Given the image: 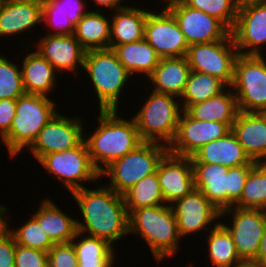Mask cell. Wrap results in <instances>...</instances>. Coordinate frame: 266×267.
I'll list each match as a JSON object with an SVG mask.
<instances>
[{
  "label": "cell",
  "mask_w": 266,
  "mask_h": 267,
  "mask_svg": "<svg viewBox=\"0 0 266 267\" xmlns=\"http://www.w3.org/2000/svg\"><path fill=\"white\" fill-rule=\"evenodd\" d=\"M168 151V146L164 144L143 141L130 153L106 167L100 177L108 176L110 179L106 186L122 195L141 179L155 173L160 160Z\"/></svg>",
  "instance_id": "7"
},
{
  "label": "cell",
  "mask_w": 266,
  "mask_h": 267,
  "mask_svg": "<svg viewBox=\"0 0 266 267\" xmlns=\"http://www.w3.org/2000/svg\"><path fill=\"white\" fill-rule=\"evenodd\" d=\"M122 196L127 210L166 204L160 188L157 172L141 179L126 190Z\"/></svg>",
  "instance_id": "34"
},
{
  "label": "cell",
  "mask_w": 266,
  "mask_h": 267,
  "mask_svg": "<svg viewBox=\"0 0 266 267\" xmlns=\"http://www.w3.org/2000/svg\"><path fill=\"white\" fill-rule=\"evenodd\" d=\"M188 6L220 20L230 31L234 27L239 3L236 0H181Z\"/></svg>",
  "instance_id": "37"
},
{
  "label": "cell",
  "mask_w": 266,
  "mask_h": 267,
  "mask_svg": "<svg viewBox=\"0 0 266 267\" xmlns=\"http://www.w3.org/2000/svg\"><path fill=\"white\" fill-rule=\"evenodd\" d=\"M38 162L70 193L86 188L84 181L88 183L101 180L100 173L91 162L85 141L75 148L46 154Z\"/></svg>",
  "instance_id": "9"
},
{
  "label": "cell",
  "mask_w": 266,
  "mask_h": 267,
  "mask_svg": "<svg viewBox=\"0 0 266 267\" xmlns=\"http://www.w3.org/2000/svg\"><path fill=\"white\" fill-rule=\"evenodd\" d=\"M159 12L147 13L144 39L160 58L186 56L189 45L174 16L165 7Z\"/></svg>",
  "instance_id": "15"
},
{
  "label": "cell",
  "mask_w": 266,
  "mask_h": 267,
  "mask_svg": "<svg viewBox=\"0 0 266 267\" xmlns=\"http://www.w3.org/2000/svg\"><path fill=\"white\" fill-rule=\"evenodd\" d=\"M232 215L229 225L220 222L231 234L236 251L242 261L253 262L259 252L266 226V210L230 207L221 211L223 216Z\"/></svg>",
  "instance_id": "11"
},
{
  "label": "cell",
  "mask_w": 266,
  "mask_h": 267,
  "mask_svg": "<svg viewBox=\"0 0 266 267\" xmlns=\"http://www.w3.org/2000/svg\"><path fill=\"white\" fill-rule=\"evenodd\" d=\"M5 1L6 0H0V12H1L2 6H3V4H4Z\"/></svg>",
  "instance_id": "51"
},
{
  "label": "cell",
  "mask_w": 266,
  "mask_h": 267,
  "mask_svg": "<svg viewBox=\"0 0 266 267\" xmlns=\"http://www.w3.org/2000/svg\"><path fill=\"white\" fill-rule=\"evenodd\" d=\"M138 7L128 5L122 9L116 10L114 15H110L111 20V37L109 48L113 49L117 45L139 41L144 38V28L147 13Z\"/></svg>",
  "instance_id": "27"
},
{
  "label": "cell",
  "mask_w": 266,
  "mask_h": 267,
  "mask_svg": "<svg viewBox=\"0 0 266 267\" xmlns=\"http://www.w3.org/2000/svg\"><path fill=\"white\" fill-rule=\"evenodd\" d=\"M266 0H239V4H244V3H250V2H264Z\"/></svg>",
  "instance_id": "50"
},
{
  "label": "cell",
  "mask_w": 266,
  "mask_h": 267,
  "mask_svg": "<svg viewBox=\"0 0 266 267\" xmlns=\"http://www.w3.org/2000/svg\"><path fill=\"white\" fill-rule=\"evenodd\" d=\"M192 166L195 189L220 211L229 208V167L210 163H192Z\"/></svg>",
  "instance_id": "23"
},
{
  "label": "cell",
  "mask_w": 266,
  "mask_h": 267,
  "mask_svg": "<svg viewBox=\"0 0 266 267\" xmlns=\"http://www.w3.org/2000/svg\"><path fill=\"white\" fill-rule=\"evenodd\" d=\"M132 116L142 141L158 142L169 147L175 139L183 112L180 99L172 95L154 92Z\"/></svg>",
  "instance_id": "6"
},
{
  "label": "cell",
  "mask_w": 266,
  "mask_h": 267,
  "mask_svg": "<svg viewBox=\"0 0 266 267\" xmlns=\"http://www.w3.org/2000/svg\"><path fill=\"white\" fill-rule=\"evenodd\" d=\"M230 33L238 54L263 55L261 47L266 44V1L239 4Z\"/></svg>",
  "instance_id": "14"
},
{
  "label": "cell",
  "mask_w": 266,
  "mask_h": 267,
  "mask_svg": "<svg viewBox=\"0 0 266 267\" xmlns=\"http://www.w3.org/2000/svg\"><path fill=\"white\" fill-rule=\"evenodd\" d=\"M266 117V111L261 112Z\"/></svg>",
  "instance_id": "52"
},
{
  "label": "cell",
  "mask_w": 266,
  "mask_h": 267,
  "mask_svg": "<svg viewBox=\"0 0 266 267\" xmlns=\"http://www.w3.org/2000/svg\"><path fill=\"white\" fill-rule=\"evenodd\" d=\"M171 207L177 221L180 238L205 229L206 232L210 231L220 223L221 211L197 189L175 201Z\"/></svg>",
  "instance_id": "16"
},
{
  "label": "cell",
  "mask_w": 266,
  "mask_h": 267,
  "mask_svg": "<svg viewBox=\"0 0 266 267\" xmlns=\"http://www.w3.org/2000/svg\"><path fill=\"white\" fill-rule=\"evenodd\" d=\"M42 22V0H6L0 12V36L21 35Z\"/></svg>",
  "instance_id": "21"
},
{
  "label": "cell",
  "mask_w": 266,
  "mask_h": 267,
  "mask_svg": "<svg viewBox=\"0 0 266 267\" xmlns=\"http://www.w3.org/2000/svg\"><path fill=\"white\" fill-rule=\"evenodd\" d=\"M83 188L71 192L82 214L76 219L77 231L106 240L113 247L129 234L128 211L121 194L106 184L97 189Z\"/></svg>",
  "instance_id": "1"
},
{
  "label": "cell",
  "mask_w": 266,
  "mask_h": 267,
  "mask_svg": "<svg viewBox=\"0 0 266 267\" xmlns=\"http://www.w3.org/2000/svg\"><path fill=\"white\" fill-rule=\"evenodd\" d=\"M238 55L230 33L223 40L190 45L186 58L192 71L217 77L231 87L234 79V64Z\"/></svg>",
  "instance_id": "10"
},
{
  "label": "cell",
  "mask_w": 266,
  "mask_h": 267,
  "mask_svg": "<svg viewBox=\"0 0 266 267\" xmlns=\"http://www.w3.org/2000/svg\"><path fill=\"white\" fill-rule=\"evenodd\" d=\"M46 95L24 94L16 100L15 117L9 132L2 138L10 157L29 148L38 133L58 112L55 101Z\"/></svg>",
  "instance_id": "4"
},
{
  "label": "cell",
  "mask_w": 266,
  "mask_h": 267,
  "mask_svg": "<svg viewBox=\"0 0 266 267\" xmlns=\"http://www.w3.org/2000/svg\"><path fill=\"white\" fill-rule=\"evenodd\" d=\"M21 73L26 94L50 95L56 83V70L37 51L23 56Z\"/></svg>",
  "instance_id": "26"
},
{
  "label": "cell",
  "mask_w": 266,
  "mask_h": 267,
  "mask_svg": "<svg viewBox=\"0 0 266 267\" xmlns=\"http://www.w3.org/2000/svg\"><path fill=\"white\" fill-rule=\"evenodd\" d=\"M80 117H68L58 113L38 133L28 148L37 162L46 154L66 151L84 141V127Z\"/></svg>",
  "instance_id": "13"
},
{
  "label": "cell",
  "mask_w": 266,
  "mask_h": 267,
  "mask_svg": "<svg viewBox=\"0 0 266 267\" xmlns=\"http://www.w3.org/2000/svg\"><path fill=\"white\" fill-rule=\"evenodd\" d=\"M230 131L226 123L200 121L183 110L175 139L168 150L174 155L191 157L202 146L224 137Z\"/></svg>",
  "instance_id": "17"
},
{
  "label": "cell",
  "mask_w": 266,
  "mask_h": 267,
  "mask_svg": "<svg viewBox=\"0 0 266 267\" xmlns=\"http://www.w3.org/2000/svg\"><path fill=\"white\" fill-rule=\"evenodd\" d=\"M16 242L8 229L0 227V267H15Z\"/></svg>",
  "instance_id": "43"
},
{
  "label": "cell",
  "mask_w": 266,
  "mask_h": 267,
  "mask_svg": "<svg viewBox=\"0 0 266 267\" xmlns=\"http://www.w3.org/2000/svg\"><path fill=\"white\" fill-rule=\"evenodd\" d=\"M253 262L257 263L261 267H266V226L261 239L259 252Z\"/></svg>",
  "instance_id": "47"
},
{
  "label": "cell",
  "mask_w": 266,
  "mask_h": 267,
  "mask_svg": "<svg viewBox=\"0 0 266 267\" xmlns=\"http://www.w3.org/2000/svg\"><path fill=\"white\" fill-rule=\"evenodd\" d=\"M186 112L197 120L223 122L231 128L239 110L235 93L228 87L215 97L191 105Z\"/></svg>",
  "instance_id": "29"
},
{
  "label": "cell",
  "mask_w": 266,
  "mask_h": 267,
  "mask_svg": "<svg viewBox=\"0 0 266 267\" xmlns=\"http://www.w3.org/2000/svg\"><path fill=\"white\" fill-rule=\"evenodd\" d=\"M227 88L228 86L217 77L191 70L180 97L182 108L186 111L191 105L215 97Z\"/></svg>",
  "instance_id": "32"
},
{
  "label": "cell",
  "mask_w": 266,
  "mask_h": 267,
  "mask_svg": "<svg viewBox=\"0 0 266 267\" xmlns=\"http://www.w3.org/2000/svg\"><path fill=\"white\" fill-rule=\"evenodd\" d=\"M48 252L16 244L15 267H47Z\"/></svg>",
  "instance_id": "42"
},
{
  "label": "cell",
  "mask_w": 266,
  "mask_h": 267,
  "mask_svg": "<svg viewBox=\"0 0 266 267\" xmlns=\"http://www.w3.org/2000/svg\"><path fill=\"white\" fill-rule=\"evenodd\" d=\"M8 60L4 55H0V100H17L25 94L21 68Z\"/></svg>",
  "instance_id": "38"
},
{
  "label": "cell",
  "mask_w": 266,
  "mask_h": 267,
  "mask_svg": "<svg viewBox=\"0 0 266 267\" xmlns=\"http://www.w3.org/2000/svg\"><path fill=\"white\" fill-rule=\"evenodd\" d=\"M231 131L252 161L266 162V117L261 112L239 111Z\"/></svg>",
  "instance_id": "20"
},
{
  "label": "cell",
  "mask_w": 266,
  "mask_h": 267,
  "mask_svg": "<svg viewBox=\"0 0 266 267\" xmlns=\"http://www.w3.org/2000/svg\"><path fill=\"white\" fill-rule=\"evenodd\" d=\"M16 100H0V137L1 139L9 132L15 117Z\"/></svg>",
  "instance_id": "45"
},
{
  "label": "cell",
  "mask_w": 266,
  "mask_h": 267,
  "mask_svg": "<svg viewBox=\"0 0 266 267\" xmlns=\"http://www.w3.org/2000/svg\"><path fill=\"white\" fill-rule=\"evenodd\" d=\"M156 172L166 205L173 204L195 189L191 157L168 151L160 160Z\"/></svg>",
  "instance_id": "18"
},
{
  "label": "cell",
  "mask_w": 266,
  "mask_h": 267,
  "mask_svg": "<svg viewBox=\"0 0 266 267\" xmlns=\"http://www.w3.org/2000/svg\"><path fill=\"white\" fill-rule=\"evenodd\" d=\"M56 9L67 14L69 20L76 25L88 11L83 0H48Z\"/></svg>",
  "instance_id": "44"
},
{
  "label": "cell",
  "mask_w": 266,
  "mask_h": 267,
  "mask_svg": "<svg viewBox=\"0 0 266 267\" xmlns=\"http://www.w3.org/2000/svg\"><path fill=\"white\" fill-rule=\"evenodd\" d=\"M233 267H256L255 262H248V261H243Z\"/></svg>",
  "instance_id": "48"
},
{
  "label": "cell",
  "mask_w": 266,
  "mask_h": 267,
  "mask_svg": "<svg viewBox=\"0 0 266 267\" xmlns=\"http://www.w3.org/2000/svg\"><path fill=\"white\" fill-rule=\"evenodd\" d=\"M83 69L93 84L99 101V110H118L127 81L132 77L110 49L85 52Z\"/></svg>",
  "instance_id": "5"
},
{
  "label": "cell",
  "mask_w": 266,
  "mask_h": 267,
  "mask_svg": "<svg viewBox=\"0 0 266 267\" xmlns=\"http://www.w3.org/2000/svg\"><path fill=\"white\" fill-rule=\"evenodd\" d=\"M191 161L192 163L218 164L229 168L257 163L247 155L232 131L202 146L191 156Z\"/></svg>",
  "instance_id": "22"
},
{
  "label": "cell",
  "mask_w": 266,
  "mask_h": 267,
  "mask_svg": "<svg viewBox=\"0 0 266 267\" xmlns=\"http://www.w3.org/2000/svg\"><path fill=\"white\" fill-rule=\"evenodd\" d=\"M164 7L174 16L188 45L225 39L230 30L217 18L192 8L181 0H164Z\"/></svg>",
  "instance_id": "12"
},
{
  "label": "cell",
  "mask_w": 266,
  "mask_h": 267,
  "mask_svg": "<svg viewBox=\"0 0 266 267\" xmlns=\"http://www.w3.org/2000/svg\"><path fill=\"white\" fill-rule=\"evenodd\" d=\"M254 165H242L228 169L229 208L240 199L248 174Z\"/></svg>",
  "instance_id": "41"
},
{
  "label": "cell",
  "mask_w": 266,
  "mask_h": 267,
  "mask_svg": "<svg viewBox=\"0 0 266 267\" xmlns=\"http://www.w3.org/2000/svg\"><path fill=\"white\" fill-rule=\"evenodd\" d=\"M32 216L54 244L71 242L77 233L76 219L65 214L49 198L40 202Z\"/></svg>",
  "instance_id": "25"
},
{
  "label": "cell",
  "mask_w": 266,
  "mask_h": 267,
  "mask_svg": "<svg viewBox=\"0 0 266 267\" xmlns=\"http://www.w3.org/2000/svg\"><path fill=\"white\" fill-rule=\"evenodd\" d=\"M7 206L3 210V225L8 229L18 245L30 247L33 249L48 252L55 244L51 241L48 235L44 232L38 221L32 216L21 225V227L11 230L6 217L8 210ZM6 219V220H5Z\"/></svg>",
  "instance_id": "36"
},
{
  "label": "cell",
  "mask_w": 266,
  "mask_h": 267,
  "mask_svg": "<svg viewBox=\"0 0 266 267\" xmlns=\"http://www.w3.org/2000/svg\"><path fill=\"white\" fill-rule=\"evenodd\" d=\"M74 36L85 51L107 49L111 37V18L98 9L89 10L75 25Z\"/></svg>",
  "instance_id": "28"
},
{
  "label": "cell",
  "mask_w": 266,
  "mask_h": 267,
  "mask_svg": "<svg viewBox=\"0 0 266 267\" xmlns=\"http://www.w3.org/2000/svg\"><path fill=\"white\" fill-rule=\"evenodd\" d=\"M77 231L71 240L78 259V267H114L116 248L106 240ZM80 237V238H79ZM80 239L76 242L77 239Z\"/></svg>",
  "instance_id": "31"
},
{
  "label": "cell",
  "mask_w": 266,
  "mask_h": 267,
  "mask_svg": "<svg viewBox=\"0 0 266 267\" xmlns=\"http://www.w3.org/2000/svg\"><path fill=\"white\" fill-rule=\"evenodd\" d=\"M266 56L238 55L231 85L243 112L266 111Z\"/></svg>",
  "instance_id": "8"
},
{
  "label": "cell",
  "mask_w": 266,
  "mask_h": 267,
  "mask_svg": "<svg viewBox=\"0 0 266 267\" xmlns=\"http://www.w3.org/2000/svg\"><path fill=\"white\" fill-rule=\"evenodd\" d=\"M36 45V51L58 71L57 73L69 71L77 76L78 69L83 68L86 51L74 35L47 33L40 36Z\"/></svg>",
  "instance_id": "19"
},
{
  "label": "cell",
  "mask_w": 266,
  "mask_h": 267,
  "mask_svg": "<svg viewBox=\"0 0 266 267\" xmlns=\"http://www.w3.org/2000/svg\"><path fill=\"white\" fill-rule=\"evenodd\" d=\"M112 50L131 76L142 73L144 77L145 75L148 77L161 59L144 38L139 41L117 45Z\"/></svg>",
  "instance_id": "30"
},
{
  "label": "cell",
  "mask_w": 266,
  "mask_h": 267,
  "mask_svg": "<svg viewBox=\"0 0 266 267\" xmlns=\"http://www.w3.org/2000/svg\"><path fill=\"white\" fill-rule=\"evenodd\" d=\"M190 72L186 56L161 58L147 79L154 85L152 91L180 99Z\"/></svg>",
  "instance_id": "24"
},
{
  "label": "cell",
  "mask_w": 266,
  "mask_h": 267,
  "mask_svg": "<svg viewBox=\"0 0 266 267\" xmlns=\"http://www.w3.org/2000/svg\"><path fill=\"white\" fill-rule=\"evenodd\" d=\"M129 234L139 235L149 246L158 264L179 250L180 235L171 205L127 210Z\"/></svg>",
  "instance_id": "3"
},
{
  "label": "cell",
  "mask_w": 266,
  "mask_h": 267,
  "mask_svg": "<svg viewBox=\"0 0 266 267\" xmlns=\"http://www.w3.org/2000/svg\"><path fill=\"white\" fill-rule=\"evenodd\" d=\"M42 22L51 29V35H74L75 25L67 14L56 9L48 0H42ZM55 30V31H54Z\"/></svg>",
  "instance_id": "39"
},
{
  "label": "cell",
  "mask_w": 266,
  "mask_h": 267,
  "mask_svg": "<svg viewBox=\"0 0 266 267\" xmlns=\"http://www.w3.org/2000/svg\"><path fill=\"white\" fill-rule=\"evenodd\" d=\"M118 111L99 110L95 131L90 137L84 133L91 162L99 173L143 142L134 118H120Z\"/></svg>",
  "instance_id": "2"
},
{
  "label": "cell",
  "mask_w": 266,
  "mask_h": 267,
  "mask_svg": "<svg viewBox=\"0 0 266 267\" xmlns=\"http://www.w3.org/2000/svg\"><path fill=\"white\" fill-rule=\"evenodd\" d=\"M96 3L97 7H100L101 11V6L104 7L105 9H110V11H115L118 9H122L124 7H126L127 5H123L121 3H123V1L125 0H92Z\"/></svg>",
  "instance_id": "46"
},
{
  "label": "cell",
  "mask_w": 266,
  "mask_h": 267,
  "mask_svg": "<svg viewBox=\"0 0 266 267\" xmlns=\"http://www.w3.org/2000/svg\"><path fill=\"white\" fill-rule=\"evenodd\" d=\"M236 207L266 210V162L256 163L250 170Z\"/></svg>",
  "instance_id": "35"
},
{
  "label": "cell",
  "mask_w": 266,
  "mask_h": 267,
  "mask_svg": "<svg viewBox=\"0 0 266 267\" xmlns=\"http://www.w3.org/2000/svg\"><path fill=\"white\" fill-rule=\"evenodd\" d=\"M47 267H78V259L71 242L55 244L47 255Z\"/></svg>",
  "instance_id": "40"
},
{
  "label": "cell",
  "mask_w": 266,
  "mask_h": 267,
  "mask_svg": "<svg viewBox=\"0 0 266 267\" xmlns=\"http://www.w3.org/2000/svg\"><path fill=\"white\" fill-rule=\"evenodd\" d=\"M208 234V254L214 267H233L243 262L236 251L231 234L221 223Z\"/></svg>",
  "instance_id": "33"
},
{
  "label": "cell",
  "mask_w": 266,
  "mask_h": 267,
  "mask_svg": "<svg viewBox=\"0 0 266 267\" xmlns=\"http://www.w3.org/2000/svg\"><path fill=\"white\" fill-rule=\"evenodd\" d=\"M4 205L0 204V227L3 225V210H4Z\"/></svg>",
  "instance_id": "49"
}]
</instances>
